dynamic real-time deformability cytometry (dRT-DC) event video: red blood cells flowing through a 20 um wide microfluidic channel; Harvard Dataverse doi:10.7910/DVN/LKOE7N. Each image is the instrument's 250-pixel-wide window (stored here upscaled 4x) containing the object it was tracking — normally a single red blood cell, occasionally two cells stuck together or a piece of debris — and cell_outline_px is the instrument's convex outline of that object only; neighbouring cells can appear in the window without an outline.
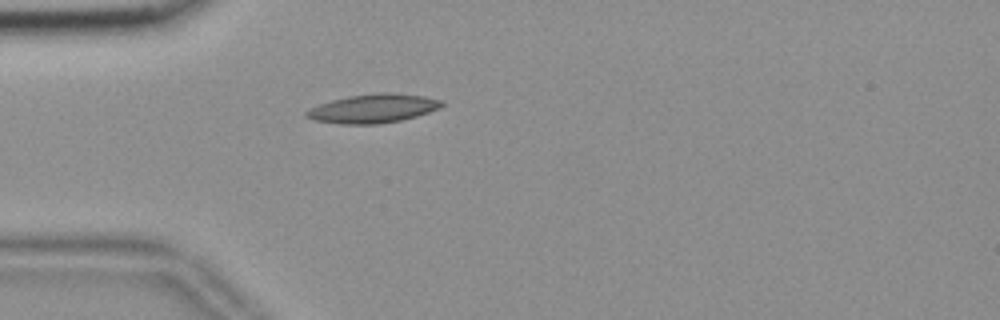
{"species": "common noctule bat (a hibernating species)", "species_latin": "Nyctalus noctula", "temperature_condition": "room temperature", "stored_images_in_passage": 40, "camera_frame_rate_fps": 3000, "um_per_image_px": 0.085, "animal": {"sex": "female", "body_mass_g": 18.4}, "frame": {"image": 1, "passage_image": 1, "time_ms": 0.0, "image_size_px": [1000, 320], "cell_outline_px": [[444, 104], [440, 108], [416, 116], [400, 120], [380, 124], [340, 124], [312, 120], [304, 116], [304, 112], [320, 104], [332, 100], [348, 96], [380, 92], [388, 92], [424, 96], [444, 100]], "centroid_in_image_um": [31.72, 9.22], "position_along_channel_um": 53.3, "area_um2": 22.77}}
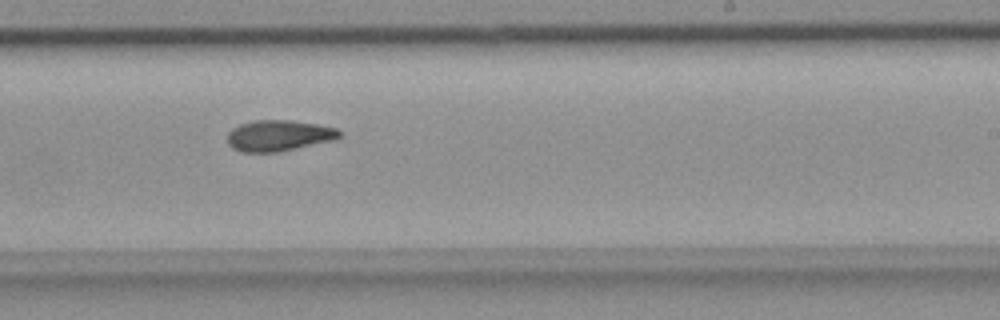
{"frame": {"image": 2, "passage_image": 19, "time_ms": 6.0, "image_size_px": [1000, 320], "cell_outline_px": [[344, 132], [336, 140], [280, 152], [244, 152], [232, 148], [228, 144], [228, 132], [232, 128], [240, 124], [252, 120], [288, 120], [316, 124], [336, 128]], "centroid_in_image_um": [23.72, 11.53], "position_along_channel_um": 265.3, "area_um2": 20.46}}
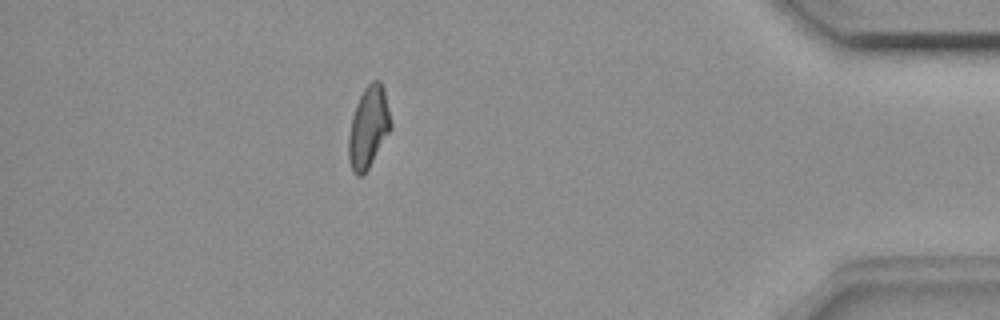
{"frame": {"image": 3, "passage_image": 34, "time_ms": 11.0, "image_size_px": [1000, 320], "cell_outline_px": [[392, 128], [368, 168], [360, 176], [356, 176], [352, 172], [348, 160], [348, 136], [352, 116], [356, 104], [364, 88], [372, 80], [380, 80], [384, 88], [392, 124]], "centroid_in_image_um": [31.31, 10.81], "position_along_channel_um": 403.9, "area_um2": 20.11}, "authors_computed_cell_mechanics": {"area_um2": 20.2011, "velocity_mm_per_s": 3.6832, "shape_relaxation_time_tau1_ms": null, "shape_relaxation_time_tau2_ms": 8.3774, "deformation_change_tau1": null, "deformation_change_tau2": 0.1521}}